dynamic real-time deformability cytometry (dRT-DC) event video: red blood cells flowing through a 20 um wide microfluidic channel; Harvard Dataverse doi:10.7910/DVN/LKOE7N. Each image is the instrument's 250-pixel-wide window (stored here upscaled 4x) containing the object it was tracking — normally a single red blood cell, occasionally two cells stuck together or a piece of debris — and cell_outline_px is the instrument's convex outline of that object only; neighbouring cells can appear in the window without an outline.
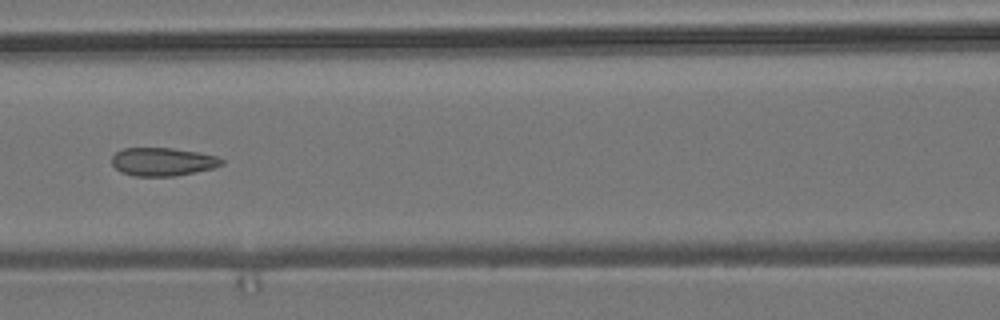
{"species": "common noctule bat (a hibernating species)", "species_latin": "Nyctalus noctula", "temperature_condition": "room temperature", "stored_images_in_passage": 9, "camera_frame_rate_fps": 3000, "um_per_image_px": 0.085, "animal": {"sex": "male", "body_mass_g": 19.2, "forearm_length_mm": 51.8}, "frame": {"image": 1, "passage_image": 7, "time_ms": 2.0, "image_size_px": [1000, 320], "cell_outline_px": [[224, 164], [212, 168], [196, 172], [172, 176], [132, 176], [120, 172], [112, 164], [112, 156], [116, 152], [124, 148], [172, 148], [200, 152], [216, 156], [224, 160]], "centroid_in_image_um": [13.83, 13.75], "position_along_channel_um": 152.8, "area_um2": 18.15}}
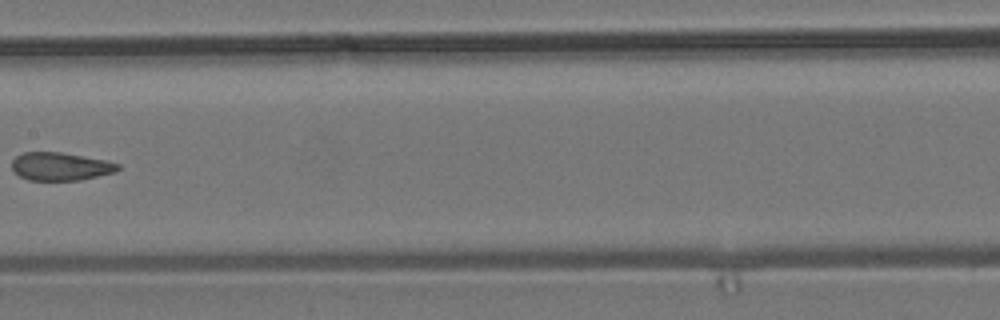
{"frame": {"image": 2, "passage_image": 8, "time_ms": 2.333, "image_size_px": [1000, 320], "cell_outline_px": [[120, 168], [116, 172], [80, 180], [28, 180], [20, 176], [12, 168], [12, 160], [16, 156], [24, 152], [60, 152], [104, 160], [120, 164]], "centroid_in_image_um": [5.14, 14.15], "position_along_channel_um": 202.3, "area_um2": 17.22}}
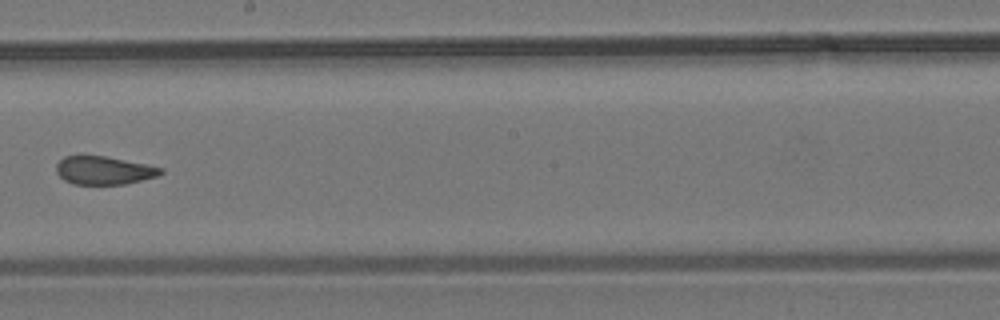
{"frame": {"image": 3, "passage_image": 9, "time_ms": 2.667, "image_size_px": [1000, 320], "cell_outline_px": [[164, 172], [156, 176], [124, 184], [72, 184], [64, 180], [56, 172], [56, 164], [64, 156], [80, 152], [104, 156], [164, 168]], "centroid_in_image_um": [8.74, 14.44], "position_along_channel_um": 239.5, "area_um2": 17.51}}